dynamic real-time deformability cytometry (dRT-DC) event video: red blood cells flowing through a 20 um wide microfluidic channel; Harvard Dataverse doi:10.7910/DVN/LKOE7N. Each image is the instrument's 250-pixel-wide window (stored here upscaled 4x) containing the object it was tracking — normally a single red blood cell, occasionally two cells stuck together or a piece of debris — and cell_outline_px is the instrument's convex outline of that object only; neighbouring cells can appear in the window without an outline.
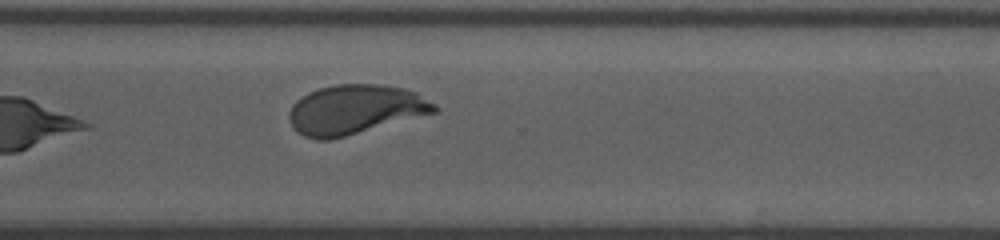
{"species": "human", "species_latin": "Homo sapiens", "temperature_condition": "room temperature", "stored_images_in_passage": 38, "camera_frame_rate_fps": 3000, "um_per_image_px": 0.085, "donor": {"sex": "male"}, "frame": {"image": 1, "passage_image": 38, "time_ms": 12.333, "image_size_px": [1000, 240], "cell_outline_px": [[440, 108], [436, 112], [344, 136], [328, 140], [316, 140], [304, 136], [292, 124], [288, 116], [288, 112], [292, 104], [296, 100], [308, 92], [320, 88], [336, 84], [376, 84], [404, 88], [416, 92], [436, 104]], "centroid_in_image_um": [30.18, 9.3], "position_along_channel_um": 340.4, "area_um2": 41.56}}